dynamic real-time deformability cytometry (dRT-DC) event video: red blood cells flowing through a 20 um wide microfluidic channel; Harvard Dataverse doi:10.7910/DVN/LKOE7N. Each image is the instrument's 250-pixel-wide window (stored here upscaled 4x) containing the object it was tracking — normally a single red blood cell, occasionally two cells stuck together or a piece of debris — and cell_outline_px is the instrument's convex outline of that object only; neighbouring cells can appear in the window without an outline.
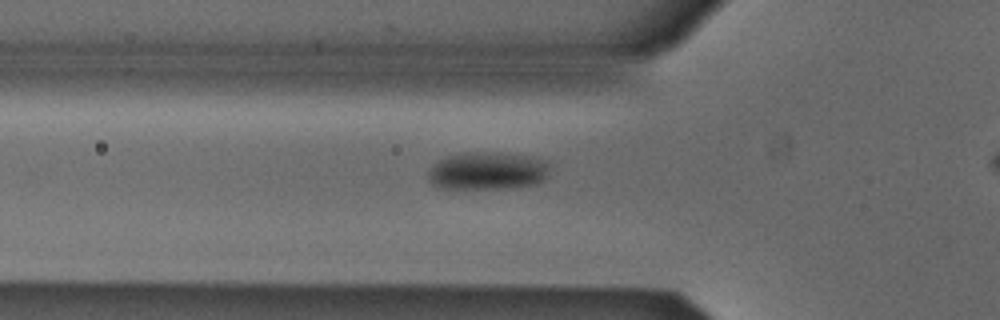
{"species": "Egyptian fruit bat (a non-hibernating species)", "species_latin": "Rousettus aegyptiacus", "temperature_condition": "cold", "stored_images_in_passage": 37, "camera_frame_rate_fps": 3000, "um_per_image_px": 0.085, "animal": {"sex": "male"}, "frame": {"image": 1, "passage_image": 11, "time_ms": 3.333, "image_size_px": [1000, 320], "cell_outline_px": [[552, 164], [548, 176], [544, 180], [536, 184], [512, 188], [440, 188], [432, 184], [428, 176], [428, 172], [440, 160], [448, 156], [464, 152], [496, 152], [528, 156], [548, 160]], "centroid_in_image_um": [41.53, 14.52], "position_along_channel_um": 84.3, "area_um2": 26.99}}
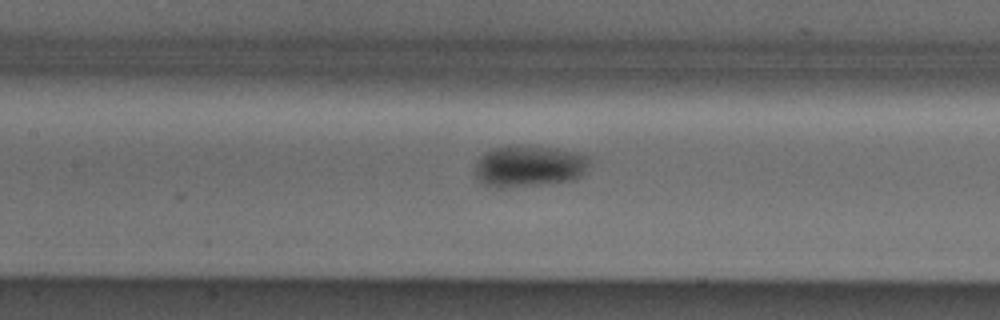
{"frame": {"image": 2, "passage_image": 17, "time_ms": 5.333, "image_size_px": [1000, 320], "cell_outline_px": [[592, 164], [580, 176], [572, 180], [508, 188], [496, 188], [484, 184], [476, 180], [472, 168], [476, 160], [484, 152], [492, 148], [528, 144], [556, 148], [580, 152], [592, 156]], "centroid_in_image_um": [44.96, 14.1], "position_along_channel_um": 162.4, "area_um2": 28.78}}
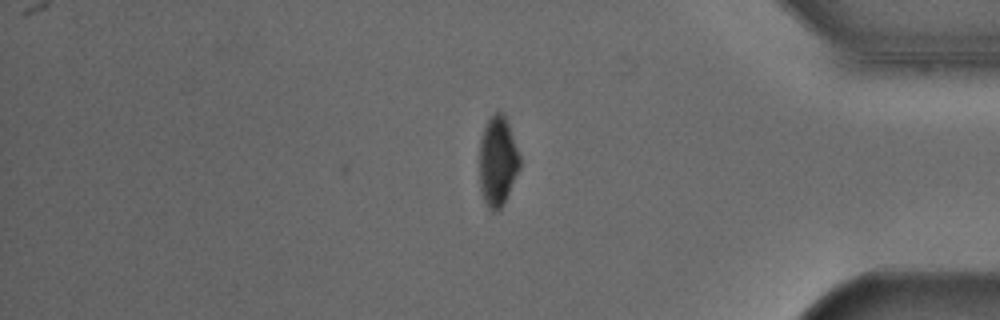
{"frame": {"image": 3, "passage_image": 37, "time_ms": 12.0, "image_size_px": [1000, 320], "cell_outline_px": [[520, 168], [504, 204], [496, 212], [492, 212], [488, 208], [484, 200], [480, 188], [480, 140], [484, 128], [488, 120], [496, 112], [504, 112], [520, 156]], "centroid_in_image_um": [42.31, 13.73], "position_along_channel_um": 392.9, "area_um2": 21.1}, "authors_computed_cell_mechanics": {"area_um2": 26.2412, "velocity_mm_per_s": 3.8818, "shape_relaxation_time_tau1_ms": 4.8492, "shape_relaxation_time_tau2_ms": null, "deformation_change_tau1": 0.0915, "deformation_change_tau2": null}}